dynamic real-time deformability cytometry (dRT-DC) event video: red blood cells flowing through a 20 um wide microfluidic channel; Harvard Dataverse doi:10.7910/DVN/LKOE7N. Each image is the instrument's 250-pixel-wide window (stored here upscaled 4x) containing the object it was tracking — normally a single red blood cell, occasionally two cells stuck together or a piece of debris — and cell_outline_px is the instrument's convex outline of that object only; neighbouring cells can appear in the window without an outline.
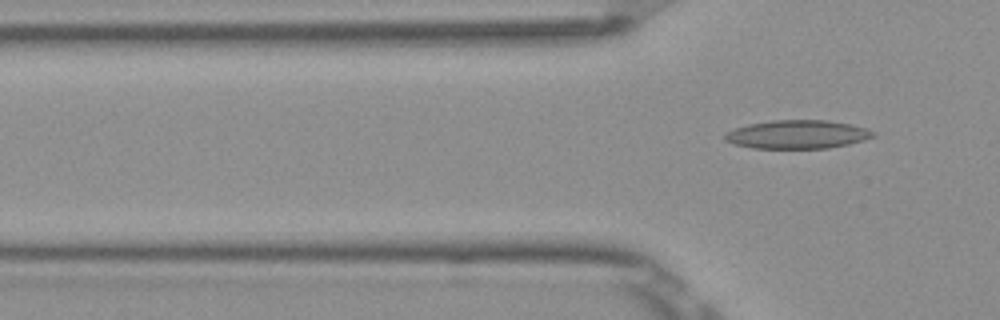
{"species": "Egyptian fruit bat (a non-hibernating species)", "species_latin": "Rousettus aegyptiacus", "temperature_condition": "room temperature", "stored_images_in_passage": 2, "camera_frame_rate_fps": 3000, "um_per_image_px": 0.085, "frame": {"image": 1, "passage_image": 2, "time_ms": 0.333, "image_size_px": [1000, 320], "cell_outline_px": [[876, 136], [864, 140], [848, 144], [828, 148], [752, 148], [732, 144], [724, 140], [724, 132], [748, 124], [772, 120], [828, 120], [868, 128], [876, 132]], "centroid_in_image_um": [67.77, 11.42], "position_along_channel_um": 58.0, "area_um2": 24.8}}